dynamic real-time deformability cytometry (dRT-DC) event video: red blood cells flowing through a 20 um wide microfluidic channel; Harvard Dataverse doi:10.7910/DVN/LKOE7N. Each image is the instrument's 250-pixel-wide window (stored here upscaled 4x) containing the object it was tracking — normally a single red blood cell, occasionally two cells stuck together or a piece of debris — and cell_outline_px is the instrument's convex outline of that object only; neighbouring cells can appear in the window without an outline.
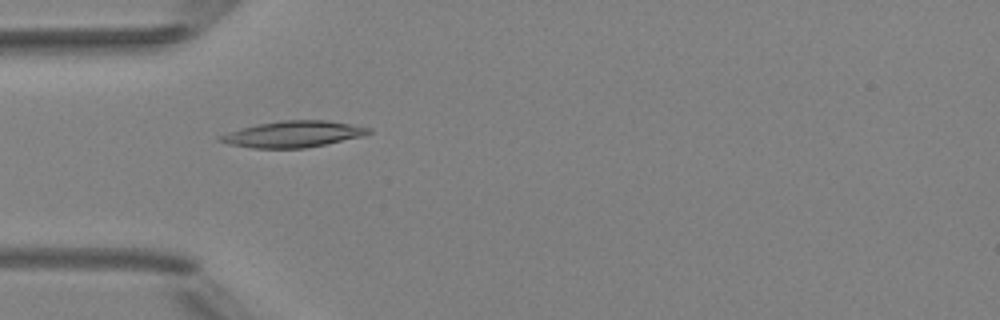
{"species": "Egyptian fruit bat (a non-hibernating species)", "species_latin": "Rousettus aegyptiacus", "temperature_condition": "room temperature", "stored_images_in_passage": 6, "camera_frame_rate_fps": 3000, "um_per_image_px": 0.085, "animal": {"sex": "female"}, "frame": {"image": 1, "passage_image": 3, "time_ms": 3.333, "image_size_px": [1000, 320], "cell_outline_px": [[372, 132], [364, 136], [304, 148], [252, 148], [228, 144], [220, 140], [216, 136], [256, 124], [280, 120], [328, 120], [372, 128]], "centroid_in_image_um": [24.94, 11.39], "position_along_channel_um": 60.1, "area_um2": 22.66}}
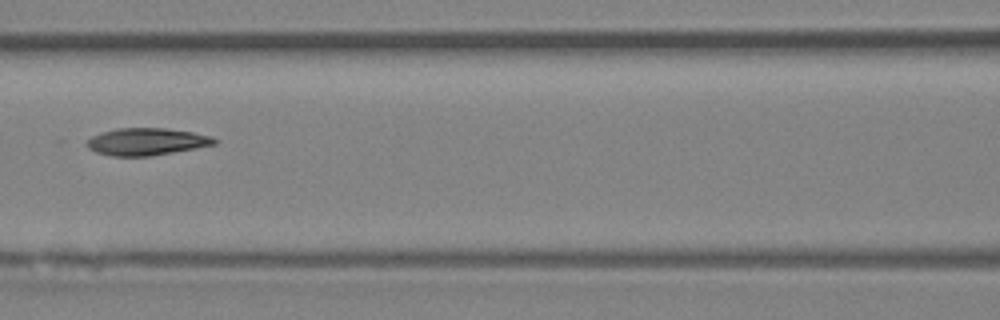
{"frame": {"image": 2, "passage_image": 5, "time_ms": 5.667, "image_size_px": [1000, 320], "cell_outline_px": [[216, 144], [196, 148], [152, 156], [112, 156], [96, 152], [88, 148], [84, 144], [92, 136], [116, 128], [168, 128], [192, 132], [212, 136], [216, 140]], "centroid_in_image_um": [12.46, 12.04], "position_along_channel_um": 154.1, "area_um2": 20.23}}
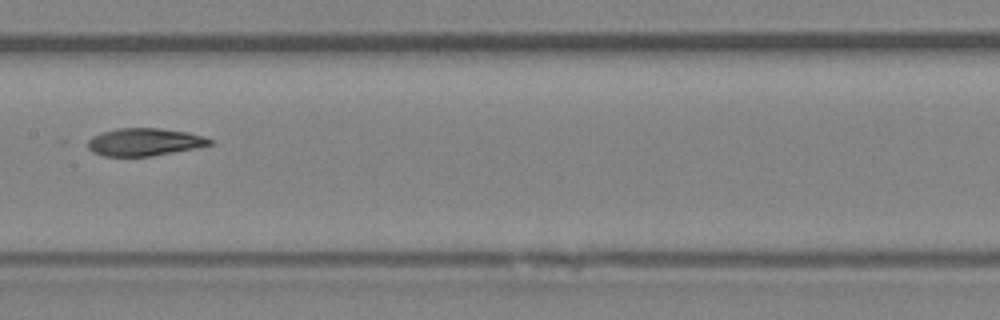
{"frame": {"image": 3, "passage_image": 6, "time_ms": 6.667, "image_size_px": [1000, 320], "cell_outline_px": [[212, 144], [152, 156], [104, 156], [92, 152], [88, 148], [88, 140], [92, 136], [100, 132], [116, 128], [160, 128], [188, 132], [204, 136], [212, 140]], "centroid_in_image_um": [12.23, 12.06], "position_along_channel_um": 195.2, "area_um2": 19.59}}